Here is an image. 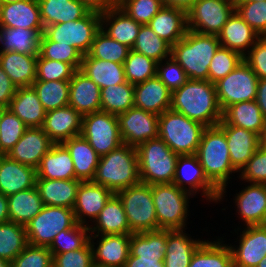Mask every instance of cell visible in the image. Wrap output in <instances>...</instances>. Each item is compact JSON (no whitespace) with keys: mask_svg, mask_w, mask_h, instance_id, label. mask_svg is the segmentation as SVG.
<instances>
[{"mask_svg":"<svg viewBox=\"0 0 266 267\" xmlns=\"http://www.w3.org/2000/svg\"><path fill=\"white\" fill-rule=\"evenodd\" d=\"M170 110L200 122L206 127L216 126L222 120L215 84L209 80L188 79L171 92Z\"/></svg>","mask_w":266,"mask_h":267,"instance_id":"6da1fadb","label":"cell"},{"mask_svg":"<svg viewBox=\"0 0 266 267\" xmlns=\"http://www.w3.org/2000/svg\"><path fill=\"white\" fill-rule=\"evenodd\" d=\"M196 155L205 176L220 191L221 201L230 174L238 171L231 164L225 133L218 125L204 129Z\"/></svg>","mask_w":266,"mask_h":267,"instance_id":"7a4b0ae2","label":"cell"},{"mask_svg":"<svg viewBox=\"0 0 266 267\" xmlns=\"http://www.w3.org/2000/svg\"><path fill=\"white\" fill-rule=\"evenodd\" d=\"M220 46L217 35L187 30L185 36L171 47V57L189 79L209 80V65Z\"/></svg>","mask_w":266,"mask_h":267,"instance_id":"3957f363","label":"cell"},{"mask_svg":"<svg viewBox=\"0 0 266 267\" xmlns=\"http://www.w3.org/2000/svg\"><path fill=\"white\" fill-rule=\"evenodd\" d=\"M92 181L106 187L114 194L141 182L136 147L123 143L101 156Z\"/></svg>","mask_w":266,"mask_h":267,"instance_id":"277c9868","label":"cell"},{"mask_svg":"<svg viewBox=\"0 0 266 267\" xmlns=\"http://www.w3.org/2000/svg\"><path fill=\"white\" fill-rule=\"evenodd\" d=\"M206 126L183 114L167 110L159 115L158 137L178 155L197 153Z\"/></svg>","mask_w":266,"mask_h":267,"instance_id":"5b68a950","label":"cell"},{"mask_svg":"<svg viewBox=\"0 0 266 267\" xmlns=\"http://www.w3.org/2000/svg\"><path fill=\"white\" fill-rule=\"evenodd\" d=\"M136 149L141 182L149 185L173 182L179 155L161 138L150 139Z\"/></svg>","mask_w":266,"mask_h":267,"instance_id":"8992f818","label":"cell"},{"mask_svg":"<svg viewBox=\"0 0 266 267\" xmlns=\"http://www.w3.org/2000/svg\"><path fill=\"white\" fill-rule=\"evenodd\" d=\"M158 230L185 229L190 193L173 183L151 185ZM189 196V197H188Z\"/></svg>","mask_w":266,"mask_h":267,"instance_id":"52a82bcc","label":"cell"},{"mask_svg":"<svg viewBox=\"0 0 266 267\" xmlns=\"http://www.w3.org/2000/svg\"><path fill=\"white\" fill-rule=\"evenodd\" d=\"M123 203L132 233L158 230L151 185L139 182L116 193Z\"/></svg>","mask_w":266,"mask_h":267,"instance_id":"ba28073f","label":"cell"},{"mask_svg":"<svg viewBox=\"0 0 266 267\" xmlns=\"http://www.w3.org/2000/svg\"><path fill=\"white\" fill-rule=\"evenodd\" d=\"M101 29V13L89 11L76 21L48 25L44 27L43 35L59 44L73 46L82 55L89 52L95 34Z\"/></svg>","mask_w":266,"mask_h":267,"instance_id":"9c48e42d","label":"cell"},{"mask_svg":"<svg viewBox=\"0 0 266 267\" xmlns=\"http://www.w3.org/2000/svg\"><path fill=\"white\" fill-rule=\"evenodd\" d=\"M77 224L73 209L44 205L25 227L28 244L49 247L55 236Z\"/></svg>","mask_w":266,"mask_h":267,"instance_id":"30bf717a","label":"cell"},{"mask_svg":"<svg viewBox=\"0 0 266 267\" xmlns=\"http://www.w3.org/2000/svg\"><path fill=\"white\" fill-rule=\"evenodd\" d=\"M81 135L100 157L123 144L117 115L104 111L83 115Z\"/></svg>","mask_w":266,"mask_h":267,"instance_id":"8fae6325","label":"cell"},{"mask_svg":"<svg viewBox=\"0 0 266 267\" xmlns=\"http://www.w3.org/2000/svg\"><path fill=\"white\" fill-rule=\"evenodd\" d=\"M258 82L257 75L243 60L227 76L214 83L222 111L232 104L255 100Z\"/></svg>","mask_w":266,"mask_h":267,"instance_id":"7c38bea8","label":"cell"},{"mask_svg":"<svg viewBox=\"0 0 266 267\" xmlns=\"http://www.w3.org/2000/svg\"><path fill=\"white\" fill-rule=\"evenodd\" d=\"M234 12V0H197L187 12L188 30L218 35Z\"/></svg>","mask_w":266,"mask_h":267,"instance_id":"4fadbf2b","label":"cell"},{"mask_svg":"<svg viewBox=\"0 0 266 267\" xmlns=\"http://www.w3.org/2000/svg\"><path fill=\"white\" fill-rule=\"evenodd\" d=\"M167 230L130 234V249L124 267H164Z\"/></svg>","mask_w":266,"mask_h":267,"instance_id":"5bb4252c","label":"cell"},{"mask_svg":"<svg viewBox=\"0 0 266 267\" xmlns=\"http://www.w3.org/2000/svg\"><path fill=\"white\" fill-rule=\"evenodd\" d=\"M117 117L124 144L137 148L140 144L158 137L159 116L154 113L134 106Z\"/></svg>","mask_w":266,"mask_h":267,"instance_id":"9a60e30c","label":"cell"},{"mask_svg":"<svg viewBox=\"0 0 266 267\" xmlns=\"http://www.w3.org/2000/svg\"><path fill=\"white\" fill-rule=\"evenodd\" d=\"M172 183L193 196L201 189L207 200L218 202L220 191L205 176L196 154L178 156Z\"/></svg>","mask_w":266,"mask_h":267,"instance_id":"2e32d148","label":"cell"},{"mask_svg":"<svg viewBox=\"0 0 266 267\" xmlns=\"http://www.w3.org/2000/svg\"><path fill=\"white\" fill-rule=\"evenodd\" d=\"M240 234L239 246L230 249L234 267H256L266 256V224L251 225Z\"/></svg>","mask_w":266,"mask_h":267,"instance_id":"e0dca14e","label":"cell"},{"mask_svg":"<svg viewBox=\"0 0 266 267\" xmlns=\"http://www.w3.org/2000/svg\"><path fill=\"white\" fill-rule=\"evenodd\" d=\"M54 143L42 127L27 128L20 140L7 153L11 159L34 168Z\"/></svg>","mask_w":266,"mask_h":267,"instance_id":"ac0fdd59","label":"cell"},{"mask_svg":"<svg viewBox=\"0 0 266 267\" xmlns=\"http://www.w3.org/2000/svg\"><path fill=\"white\" fill-rule=\"evenodd\" d=\"M82 117L79 112L67 105L46 112L42 129L54 144H61L81 135Z\"/></svg>","mask_w":266,"mask_h":267,"instance_id":"d6986e66","label":"cell"},{"mask_svg":"<svg viewBox=\"0 0 266 267\" xmlns=\"http://www.w3.org/2000/svg\"><path fill=\"white\" fill-rule=\"evenodd\" d=\"M113 194L111 190L93 181H82L73 207L77 223L87 226L86 216L95 220Z\"/></svg>","mask_w":266,"mask_h":267,"instance_id":"ffe728a7","label":"cell"},{"mask_svg":"<svg viewBox=\"0 0 266 267\" xmlns=\"http://www.w3.org/2000/svg\"><path fill=\"white\" fill-rule=\"evenodd\" d=\"M225 133L232 166L239 172L260 147V135L229 124H217Z\"/></svg>","mask_w":266,"mask_h":267,"instance_id":"44dd1931","label":"cell"},{"mask_svg":"<svg viewBox=\"0 0 266 267\" xmlns=\"http://www.w3.org/2000/svg\"><path fill=\"white\" fill-rule=\"evenodd\" d=\"M36 168L0 155V192L6 197L36 186Z\"/></svg>","mask_w":266,"mask_h":267,"instance_id":"7402d4cb","label":"cell"},{"mask_svg":"<svg viewBox=\"0 0 266 267\" xmlns=\"http://www.w3.org/2000/svg\"><path fill=\"white\" fill-rule=\"evenodd\" d=\"M100 236L98 247L95 249L93 237L90 243L93 249L94 265L100 267H124L129 255L130 234L95 235Z\"/></svg>","mask_w":266,"mask_h":267,"instance_id":"603a6c76","label":"cell"},{"mask_svg":"<svg viewBox=\"0 0 266 267\" xmlns=\"http://www.w3.org/2000/svg\"><path fill=\"white\" fill-rule=\"evenodd\" d=\"M69 106L82 116L101 111V89L80 70L73 73L69 84Z\"/></svg>","mask_w":266,"mask_h":267,"instance_id":"cb8c5ba5","label":"cell"},{"mask_svg":"<svg viewBox=\"0 0 266 267\" xmlns=\"http://www.w3.org/2000/svg\"><path fill=\"white\" fill-rule=\"evenodd\" d=\"M0 27L44 30L38 0H21L0 5Z\"/></svg>","mask_w":266,"mask_h":267,"instance_id":"d4e9b609","label":"cell"},{"mask_svg":"<svg viewBox=\"0 0 266 267\" xmlns=\"http://www.w3.org/2000/svg\"><path fill=\"white\" fill-rule=\"evenodd\" d=\"M235 197L238 214L246 226L266 224V184L250 183Z\"/></svg>","mask_w":266,"mask_h":267,"instance_id":"484cf974","label":"cell"},{"mask_svg":"<svg viewBox=\"0 0 266 267\" xmlns=\"http://www.w3.org/2000/svg\"><path fill=\"white\" fill-rule=\"evenodd\" d=\"M171 91L154 76L143 83L134 85V106L160 115L170 110Z\"/></svg>","mask_w":266,"mask_h":267,"instance_id":"4316f807","label":"cell"},{"mask_svg":"<svg viewBox=\"0 0 266 267\" xmlns=\"http://www.w3.org/2000/svg\"><path fill=\"white\" fill-rule=\"evenodd\" d=\"M147 25L172 47L188 30L187 13L182 9L163 6Z\"/></svg>","mask_w":266,"mask_h":267,"instance_id":"83f0119b","label":"cell"},{"mask_svg":"<svg viewBox=\"0 0 266 267\" xmlns=\"http://www.w3.org/2000/svg\"><path fill=\"white\" fill-rule=\"evenodd\" d=\"M217 36L221 46L238 52L242 57L260 38L236 11L227 20Z\"/></svg>","mask_w":266,"mask_h":267,"instance_id":"f1b7e54d","label":"cell"},{"mask_svg":"<svg viewBox=\"0 0 266 267\" xmlns=\"http://www.w3.org/2000/svg\"><path fill=\"white\" fill-rule=\"evenodd\" d=\"M104 25L106 26V28H104ZM141 25L142 24L134 21L119 6L101 13L102 31L110 38L115 39L119 43L128 46L130 49H132L135 44Z\"/></svg>","mask_w":266,"mask_h":267,"instance_id":"f546056e","label":"cell"},{"mask_svg":"<svg viewBox=\"0 0 266 267\" xmlns=\"http://www.w3.org/2000/svg\"><path fill=\"white\" fill-rule=\"evenodd\" d=\"M92 222L96 223L94 227L89 225V233L92 236L100 234H132L123 203L117 194H113L110 197L100 214ZM95 231L97 234L94 233Z\"/></svg>","mask_w":266,"mask_h":267,"instance_id":"4dcf8cb0","label":"cell"},{"mask_svg":"<svg viewBox=\"0 0 266 267\" xmlns=\"http://www.w3.org/2000/svg\"><path fill=\"white\" fill-rule=\"evenodd\" d=\"M81 180L37 178L36 187L44 205L73 209Z\"/></svg>","mask_w":266,"mask_h":267,"instance_id":"1f68e13d","label":"cell"},{"mask_svg":"<svg viewBox=\"0 0 266 267\" xmlns=\"http://www.w3.org/2000/svg\"><path fill=\"white\" fill-rule=\"evenodd\" d=\"M28 127H42L46 111L32 86L18 87L8 107Z\"/></svg>","mask_w":266,"mask_h":267,"instance_id":"d6a6232c","label":"cell"},{"mask_svg":"<svg viewBox=\"0 0 266 267\" xmlns=\"http://www.w3.org/2000/svg\"><path fill=\"white\" fill-rule=\"evenodd\" d=\"M36 172L37 178L58 180L75 179L72 157L62 143L52 145L51 149L41 158Z\"/></svg>","mask_w":266,"mask_h":267,"instance_id":"836d02e7","label":"cell"},{"mask_svg":"<svg viewBox=\"0 0 266 267\" xmlns=\"http://www.w3.org/2000/svg\"><path fill=\"white\" fill-rule=\"evenodd\" d=\"M0 66L17 88L30 87L36 80L37 56L0 52Z\"/></svg>","mask_w":266,"mask_h":267,"instance_id":"e575fe53","label":"cell"},{"mask_svg":"<svg viewBox=\"0 0 266 267\" xmlns=\"http://www.w3.org/2000/svg\"><path fill=\"white\" fill-rule=\"evenodd\" d=\"M70 153L74 163L75 179L92 181L100 156L82 136L72 137L62 143Z\"/></svg>","mask_w":266,"mask_h":267,"instance_id":"d590c367","label":"cell"},{"mask_svg":"<svg viewBox=\"0 0 266 267\" xmlns=\"http://www.w3.org/2000/svg\"><path fill=\"white\" fill-rule=\"evenodd\" d=\"M218 124H229L261 135L266 118L255 100L239 102L227 107Z\"/></svg>","mask_w":266,"mask_h":267,"instance_id":"8d00e7d4","label":"cell"},{"mask_svg":"<svg viewBox=\"0 0 266 267\" xmlns=\"http://www.w3.org/2000/svg\"><path fill=\"white\" fill-rule=\"evenodd\" d=\"M43 27L76 21L90 10L79 0H38Z\"/></svg>","mask_w":266,"mask_h":267,"instance_id":"74e56055","label":"cell"},{"mask_svg":"<svg viewBox=\"0 0 266 267\" xmlns=\"http://www.w3.org/2000/svg\"><path fill=\"white\" fill-rule=\"evenodd\" d=\"M79 70L92 79L100 89L126 82L123 64L96 59L88 54L82 56Z\"/></svg>","mask_w":266,"mask_h":267,"instance_id":"f35d334b","label":"cell"},{"mask_svg":"<svg viewBox=\"0 0 266 267\" xmlns=\"http://www.w3.org/2000/svg\"><path fill=\"white\" fill-rule=\"evenodd\" d=\"M11 222L26 226L44 207L37 187L19 191L7 197Z\"/></svg>","mask_w":266,"mask_h":267,"instance_id":"ab89813d","label":"cell"},{"mask_svg":"<svg viewBox=\"0 0 266 267\" xmlns=\"http://www.w3.org/2000/svg\"><path fill=\"white\" fill-rule=\"evenodd\" d=\"M184 230H167V251L164 267H189L196 249L204 242L190 239Z\"/></svg>","mask_w":266,"mask_h":267,"instance_id":"60d3db41","label":"cell"},{"mask_svg":"<svg viewBox=\"0 0 266 267\" xmlns=\"http://www.w3.org/2000/svg\"><path fill=\"white\" fill-rule=\"evenodd\" d=\"M43 30L0 27V52L15 51L20 54L38 56Z\"/></svg>","mask_w":266,"mask_h":267,"instance_id":"b9f144b4","label":"cell"},{"mask_svg":"<svg viewBox=\"0 0 266 267\" xmlns=\"http://www.w3.org/2000/svg\"><path fill=\"white\" fill-rule=\"evenodd\" d=\"M189 267H234L230 246L220 239L204 241L194 252Z\"/></svg>","mask_w":266,"mask_h":267,"instance_id":"7bdbcfd3","label":"cell"},{"mask_svg":"<svg viewBox=\"0 0 266 267\" xmlns=\"http://www.w3.org/2000/svg\"><path fill=\"white\" fill-rule=\"evenodd\" d=\"M28 245L26 227L15 222L0 223V258L12 262Z\"/></svg>","mask_w":266,"mask_h":267,"instance_id":"ee69618b","label":"cell"},{"mask_svg":"<svg viewBox=\"0 0 266 267\" xmlns=\"http://www.w3.org/2000/svg\"><path fill=\"white\" fill-rule=\"evenodd\" d=\"M134 107V85L128 81L101 89V111L118 115Z\"/></svg>","mask_w":266,"mask_h":267,"instance_id":"f6af8a7d","label":"cell"},{"mask_svg":"<svg viewBox=\"0 0 266 267\" xmlns=\"http://www.w3.org/2000/svg\"><path fill=\"white\" fill-rule=\"evenodd\" d=\"M70 81H34L32 87L46 112L69 104Z\"/></svg>","mask_w":266,"mask_h":267,"instance_id":"bcb514c9","label":"cell"},{"mask_svg":"<svg viewBox=\"0 0 266 267\" xmlns=\"http://www.w3.org/2000/svg\"><path fill=\"white\" fill-rule=\"evenodd\" d=\"M132 50L156 62L167 60L168 56H171V46L157 36L148 25H141Z\"/></svg>","mask_w":266,"mask_h":267,"instance_id":"7dc6e473","label":"cell"},{"mask_svg":"<svg viewBox=\"0 0 266 267\" xmlns=\"http://www.w3.org/2000/svg\"><path fill=\"white\" fill-rule=\"evenodd\" d=\"M130 50L128 46L110 38L100 29L95 34L93 43L87 54L96 59L123 64Z\"/></svg>","mask_w":266,"mask_h":267,"instance_id":"c3c4849f","label":"cell"},{"mask_svg":"<svg viewBox=\"0 0 266 267\" xmlns=\"http://www.w3.org/2000/svg\"><path fill=\"white\" fill-rule=\"evenodd\" d=\"M157 63L154 59L131 49L123 63L126 81L137 85L156 76Z\"/></svg>","mask_w":266,"mask_h":267,"instance_id":"681fc988","label":"cell"},{"mask_svg":"<svg viewBox=\"0 0 266 267\" xmlns=\"http://www.w3.org/2000/svg\"><path fill=\"white\" fill-rule=\"evenodd\" d=\"M27 128L23 121L9 108H1L0 155H7Z\"/></svg>","mask_w":266,"mask_h":267,"instance_id":"f907efd6","label":"cell"},{"mask_svg":"<svg viewBox=\"0 0 266 267\" xmlns=\"http://www.w3.org/2000/svg\"><path fill=\"white\" fill-rule=\"evenodd\" d=\"M89 226L77 223L74 227L58 233L48 247L51 254L75 251L83 248L90 241Z\"/></svg>","mask_w":266,"mask_h":267,"instance_id":"816d5d0a","label":"cell"},{"mask_svg":"<svg viewBox=\"0 0 266 267\" xmlns=\"http://www.w3.org/2000/svg\"><path fill=\"white\" fill-rule=\"evenodd\" d=\"M39 55L45 59L68 63L75 70L80 69L83 56L73 46L48 40L43 34L40 37Z\"/></svg>","mask_w":266,"mask_h":267,"instance_id":"f5cc1de1","label":"cell"},{"mask_svg":"<svg viewBox=\"0 0 266 267\" xmlns=\"http://www.w3.org/2000/svg\"><path fill=\"white\" fill-rule=\"evenodd\" d=\"M235 11L259 37H266V1H235Z\"/></svg>","mask_w":266,"mask_h":267,"instance_id":"db71d44e","label":"cell"},{"mask_svg":"<svg viewBox=\"0 0 266 267\" xmlns=\"http://www.w3.org/2000/svg\"><path fill=\"white\" fill-rule=\"evenodd\" d=\"M242 61L243 57L238 52L220 46L209 65V81L216 83L233 71Z\"/></svg>","mask_w":266,"mask_h":267,"instance_id":"11a10c76","label":"cell"},{"mask_svg":"<svg viewBox=\"0 0 266 267\" xmlns=\"http://www.w3.org/2000/svg\"><path fill=\"white\" fill-rule=\"evenodd\" d=\"M118 6L134 21L147 25L164 5L162 0H119Z\"/></svg>","mask_w":266,"mask_h":267,"instance_id":"9f6ffc18","label":"cell"},{"mask_svg":"<svg viewBox=\"0 0 266 267\" xmlns=\"http://www.w3.org/2000/svg\"><path fill=\"white\" fill-rule=\"evenodd\" d=\"M76 70L68 63L37 56L35 81H70Z\"/></svg>","mask_w":266,"mask_h":267,"instance_id":"6f0895ef","label":"cell"},{"mask_svg":"<svg viewBox=\"0 0 266 267\" xmlns=\"http://www.w3.org/2000/svg\"><path fill=\"white\" fill-rule=\"evenodd\" d=\"M11 267H53V255L48 247L28 244Z\"/></svg>","mask_w":266,"mask_h":267,"instance_id":"680465c9","label":"cell"},{"mask_svg":"<svg viewBox=\"0 0 266 267\" xmlns=\"http://www.w3.org/2000/svg\"><path fill=\"white\" fill-rule=\"evenodd\" d=\"M165 63L162 64V61L157 63L156 76L173 92L182 87L189 78L184 69L171 56Z\"/></svg>","mask_w":266,"mask_h":267,"instance_id":"91938a15","label":"cell"},{"mask_svg":"<svg viewBox=\"0 0 266 267\" xmlns=\"http://www.w3.org/2000/svg\"><path fill=\"white\" fill-rule=\"evenodd\" d=\"M239 172L242 181L266 184V148L260 146Z\"/></svg>","mask_w":266,"mask_h":267,"instance_id":"94428289","label":"cell"},{"mask_svg":"<svg viewBox=\"0 0 266 267\" xmlns=\"http://www.w3.org/2000/svg\"><path fill=\"white\" fill-rule=\"evenodd\" d=\"M53 267H94L93 249L90 241L81 249L55 254Z\"/></svg>","mask_w":266,"mask_h":267,"instance_id":"6125c7cd","label":"cell"},{"mask_svg":"<svg viewBox=\"0 0 266 267\" xmlns=\"http://www.w3.org/2000/svg\"><path fill=\"white\" fill-rule=\"evenodd\" d=\"M243 60L258 79H266V37H260L243 57Z\"/></svg>","mask_w":266,"mask_h":267,"instance_id":"be15d7a7","label":"cell"},{"mask_svg":"<svg viewBox=\"0 0 266 267\" xmlns=\"http://www.w3.org/2000/svg\"><path fill=\"white\" fill-rule=\"evenodd\" d=\"M17 87L0 66V107L8 108Z\"/></svg>","mask_w":266,"mask_h":267,"instance_id":"e7e4bbea","label":"cell"},{"mask_svg":"<svg viewBox=\"0 0 266 267\" xmlns=\"http://www.w3.org/2000/svg\"><path fill=\"white\" fill-rule=\"evenodd\" d=\"M90 11L103 13L119 5V0H79Z\"/></svg>","mask_w":266,"mask_h":267,"instance_id":"03108f58","label":"cell"},{"mask_svg":"<svg viewBox=\"0 0 266 267\" xmlns=\"http://www.w3.org/2000/svg\"><path fill=\"white\" fill-rule=\"evenodd\" d=\"M255 101L266 118V79H259Z\"/></svg>","mask_w":266,"mask_h":267,"instance_id":"003e7915","label":"cell"},{"mask_svg":"<svg viewBox=\"0 0 266 267\" xmlns=\"http://www.w3.org/2000/svg\"><path fill=\"white\" fill-rule=\"evenodd\" d=\"M196 1L197 0H162L164 6L182 9L186 13L193 7Z\"/></svg>","mask_w":266,"mask_h":267,"instance_id":"a7ac6f4b","label":"cell"},{"mask_svg":"<svg viewBox=\"0 0 266 267\" xmlns=\"http://www.w3.org/2000/svg\"><path fill=\"white\" fill-rule=\"evenodd\" d=\"M9 221L7 197L0 192V223Z\"/></svg>","mask_w":266,"mask_h":267,"instance_id":"89a4df30","label":"cell"},{"mask_svg":"<svg viewBox=\"0 0 266 267\" xmlns=\"http://www.w3.org/2000/svg\"><path fill=\"white\" fill-rule=\"evenodd\" d=\"M260 146L266 148V125L260 135Z\"/></svg>","mask_w":266,"mask_h":267,"instance_id":"2644e50d","label":"cell"},{"mask_svg":"<svg viewBox=\"0 0 266 267\" xmlns=\"http://www.w3.org/2000/svg\"><path fill=\"white\" fill-rule=\"evenodd\" d=\"M0 267H11V262L0 258Z\"/></svg>","mask_w":266,"mask_h":267,"instance_id":"8c879c8a","label":"cell"},{"mask_svg":"<svg viewBox=\"0 0 266 267\" xmlns=\"http://www.w3.org/2000/svg\"><path fill=\"white\" fill-rule=\"evenodd\" d=\"M17 1H21V0H0V5L11 4Z\"/></svg>","mask_w":266,"mask_h":267,"instance_id":"753ad0ef","label":"cell"},{"mask_svg":"<svg viewBox=\"0 0 266 267\" xmlns=\"http://www.w3.org/2000/svg\"><path fill=\"white\" fill-rule=\"evenodd\" d=\"M256 267H266V256L260 261Z\"/></svg>","mask_w":266,"mask_h":267,"instance_id":"34e18365","label":"cell"},{"mask_svg":"<svg viewBox=\"0 0 266 267\" xmlns=\"http://www.w3.org/2000/svg\"><path fill=\"white\" fill-rule=\"evenodd\" d=\"M234 1H266V0H234Z\"/></svg>","mask_w":266,"mask_h":267,"instance_id":"11e5206c","label":"cell"}]
</instances>
